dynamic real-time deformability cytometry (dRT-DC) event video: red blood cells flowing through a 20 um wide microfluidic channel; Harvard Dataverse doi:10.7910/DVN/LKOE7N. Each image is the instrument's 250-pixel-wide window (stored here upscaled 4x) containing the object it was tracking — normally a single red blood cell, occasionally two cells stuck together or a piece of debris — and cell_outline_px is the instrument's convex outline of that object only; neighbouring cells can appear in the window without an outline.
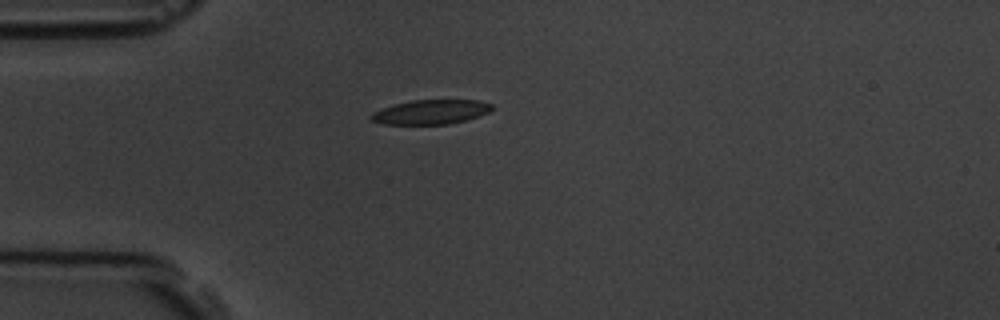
{"species": "common noctule bat (a hibernating species)", "species_latin": "Nyctalus noctula", "temperature_condition": "room temperature", "stored_images_in_passage": 1, "camera_frame_rate_fps": 3000, "um_per_image_px": 0.085, "animal": {"sex": "male", "body_mass_g": 19.5, "forearm_length_mm": 54.6}, "frame": {"image": 1, "passage_image": 1, "time_ms": 0.0, "image_size_px": [1000, 320], "cell_outline_px": [[496, 108], [488, 112], [464, 120], [448, 124], [384, 124], [372, 120], [368, 116], [372, 112], [396, 104], [412, 100], [480, 100], [492, 104]], "centroid_in_image_um": [36.63, 9.51], "position_along_channel_um": 48.4, "area_um2": 17.05}}